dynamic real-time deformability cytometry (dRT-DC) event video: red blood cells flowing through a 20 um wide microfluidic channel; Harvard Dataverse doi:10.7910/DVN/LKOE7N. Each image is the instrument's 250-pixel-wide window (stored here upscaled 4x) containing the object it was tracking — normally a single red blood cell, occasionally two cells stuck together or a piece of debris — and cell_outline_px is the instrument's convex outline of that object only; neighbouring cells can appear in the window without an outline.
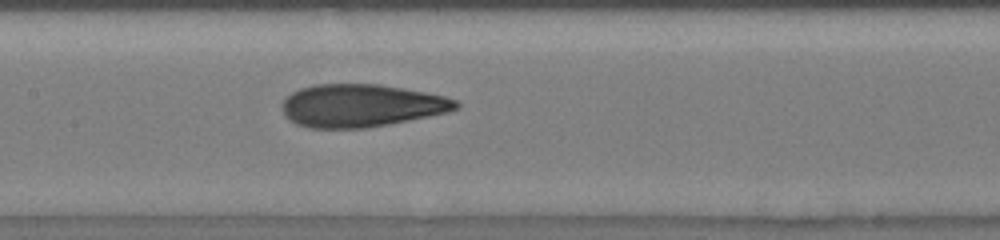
{"species": "human", "species_latin": "Homo sapiens", "temperature_condition": "room temperature", "stored_images_in_passage": 14, "camera_frame_rate_fps": 3000, "um_per_image_px": 0.085, "donor": {"sex": "male"}, "frame": {"image": 1, "passage_image": 14, "time_ms": 8.333, "image_size_px": [1000, 240], "cell_outline_px": [[460, 108], [448, 112], [368, 128], [308, 128], [296, 124], [288, 120], [284, 116], [280, 104], [292, 92], [300, 88], [312, 84], [380, 84], [404, 88], [444, 96], [456, 100], [460, 104]], "centroid_in_image_um": [30.66, 8.97], "position_along_channel_um": 176.7, "area_um2": 43.58}}